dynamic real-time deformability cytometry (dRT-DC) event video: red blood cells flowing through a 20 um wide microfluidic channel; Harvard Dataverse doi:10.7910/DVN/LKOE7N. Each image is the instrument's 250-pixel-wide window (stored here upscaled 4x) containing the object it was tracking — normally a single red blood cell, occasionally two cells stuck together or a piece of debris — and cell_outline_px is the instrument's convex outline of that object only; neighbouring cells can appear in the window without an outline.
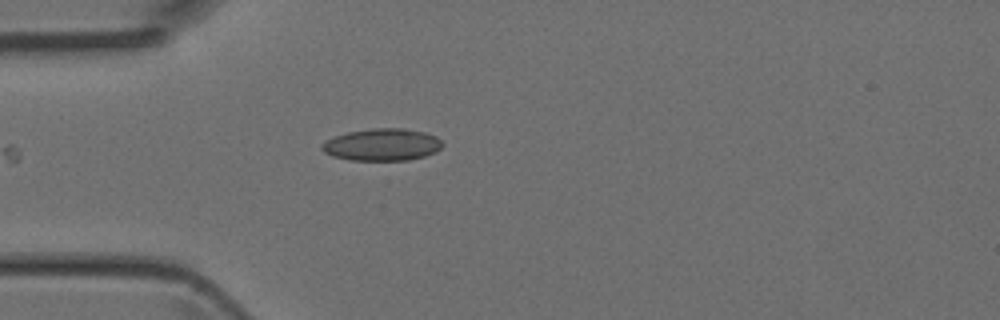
{"species": "Egyptian fruit bat (a non-hibernating species)", "species_latin": "Rousettus aegyptiacus", "temperature_condition": "room temperature", "stored_images_in_passage": 4, "camera_frame_rate_fps": 3000, "um_per_image_px": 0.085, "animal": {"sex": "female"}, "frame": {"image": 1, "passage_image": 4, "time_ms": 1.0, "image_size_px": [1000, 320], "cell_outline_px": [[444, 144], [436, 152], [424, 156], [408, 160], [352, 160], [332, 156], [324, 152], [320, 148], [320, 144], [324, 140], [348, 132], [372, 128], [404, 128], [424, 132], [436, 136]], "centroid_in_image_um": [32.46, 12.29], "position_along_channel_um": 52.5, "area_um2": 22.66}}